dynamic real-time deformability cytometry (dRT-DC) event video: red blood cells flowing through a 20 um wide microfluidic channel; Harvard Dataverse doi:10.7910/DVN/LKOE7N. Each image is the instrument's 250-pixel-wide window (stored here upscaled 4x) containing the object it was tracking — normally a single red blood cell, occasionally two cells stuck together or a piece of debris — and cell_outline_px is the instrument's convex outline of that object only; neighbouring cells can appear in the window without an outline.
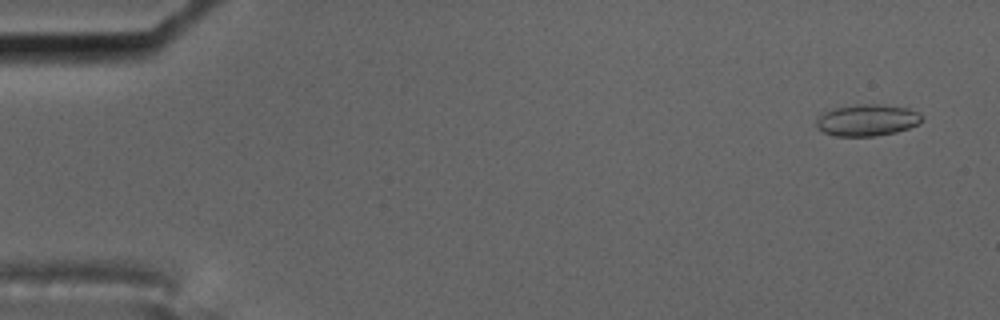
{"species": "common noctule bat (a hibernating species)", "species_latin": "Nyctalus noctula", "temperature_condition": "cold", "stored_images_in_passage": 56, "camera_frame_rate_fps": 3000, "um_per_image_px": 0.085, "animal": {"sex": "male", "body_mass_g": 17.5, "forearm_length_mm": 52.3}, "frame": {"image": 1, "passage_image": 2, "time_ms": 0.333, "image_size_px": [1000, 320], "cell_outline_px": [[924, 120], [920, 124], [896, 132], [876, 136], [836, 136], [824, 132], [816, 128], [816, 120], [820, 112], [832, 108], [856, 104], [884, 104], [908, 108], [924, 116]], "centroid_in_image_um": [73.69, 10.2], "position_along_channel_um": 11.3, "area_um2": 19.88}}
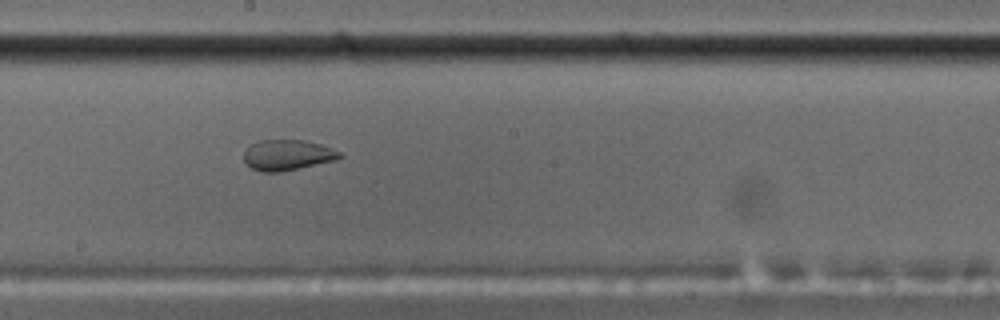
{"frame": {"image": 2, "passage_image": 31, "time_ms": 10.0, "image_size_px": [1000, 320], "cell_outline_px": [[344, 156], [336, 160], [280, 172], [264, 172], [252, 168], [244, 160], [244, 152], [252, 144], [260, 140], [304, 140], [320, 144], [340, 152]], "centroid_in_image_um": [24.45, 13.18], "position_along_channel_um": 223.8, "area_um2": 16.88}}
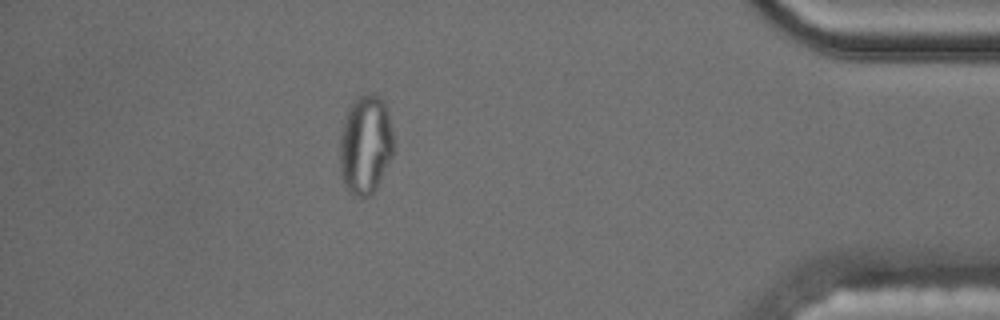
{"frame": {"image": 3, "passage_image": 50, "time_ms": 16.333, "image_size_px": [1000, 320], "cell_outline_px": [[392, 156], [376, 188], [368, 196], [352, 196], [348, 192], [344, 184], [340, 172], [340, 132], [344, 116], [348, 108], [356, 96], [364, 92], [372, 92], [380, 96], [384, 100], [388, 108], [392, 128]], "centroid_in_image_um": [31.04, 12.23], "position_along_channel_um": 404.2, "area_um2": 31.67}}